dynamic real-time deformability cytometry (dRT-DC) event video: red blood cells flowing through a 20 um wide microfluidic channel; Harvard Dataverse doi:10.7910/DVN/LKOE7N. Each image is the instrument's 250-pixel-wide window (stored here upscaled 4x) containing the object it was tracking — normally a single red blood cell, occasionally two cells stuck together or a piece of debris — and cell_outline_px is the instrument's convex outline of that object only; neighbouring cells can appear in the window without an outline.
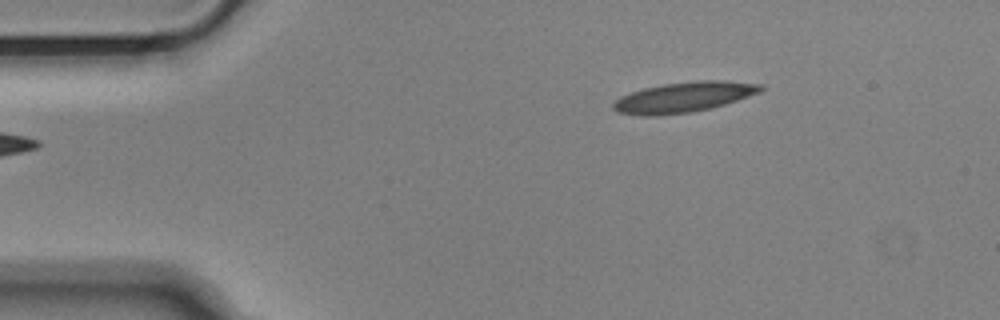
{"species": "Egyptian fruit bat (a non-hibernating species)", "species_latin": "Rousettus aegyptiacus", "temperature_condition": "cold", "stored_images_in_passage": 47, "camera_frame_rate_fps": 3000, "um_per_image_px": 0.085, "animal": {"sex": "male"}, "frame": {"image": 1, "passage_image": 1, "time_ms": 0.0, "image_size_px": [1000, 320], "cell_outline_px": [[764, 88], [760, 92], [712, 108], [692, 112], [656, 116], [640, 116], [616, 112], [612, 108], [612, 104], [620, 96], [644, 88], [664, 84], [696, 80], [728, 80], [764, 84]], "centroid_in_image_um": [58.12, 8.26], "position_along_channel_um": 26.9, "area_um2": 26.24}}
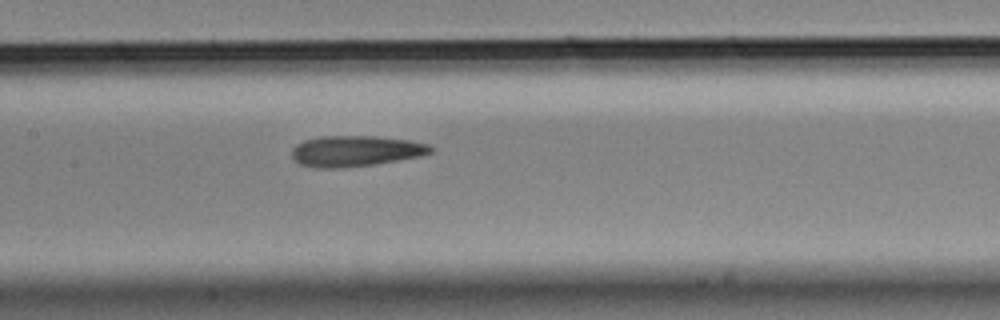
{"frame": {"image": 2, "passage_image": 18, "time_ms": 5.667, "image_size_px": [1000, 320], "cell_outline_px": [[436, 148], [432, 152], [420, 156], [372, 164], [344, 168], [316, 168], [300, 164], [292, 156], [292, 148], [296, 144], [304, 140], [320, 136], [376, 136], [408, 140], [428, 144]], "centroid_in_image_um": [30.21, 12.83], "position_along_channel_um": 177.2, "area_um2": 24.91}}
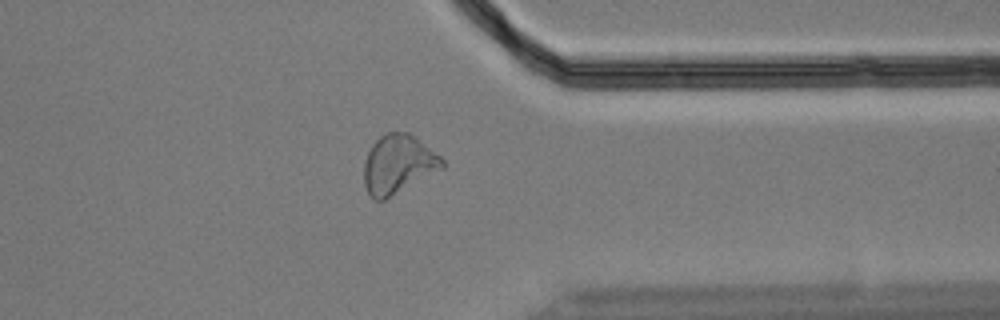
{"frame": {"image": 3, "passage_image": 35, "time_ms": 11.333, "image_size_px": [1000, 320], "cell_outline_px": [[444, 168], [384, 200], [372, 200], [364, 184], [364, 164], [368, 152], [372, 144], [380, 136], [388, 132], [408, 132], [416, 136], [440, 156], [444, 160]], "centroid_in_image_um": [33.85, 13.96], "position_along_channel_um": 377.6, "area_um2": 26.82}, "authors_computed_cell_mechanics": {"area_um2": 25.2008, "velocity_mm_per_s": 3.6498, "shape_relaxation_time_tau1_ms": null, "shape_relaxation_time_tau2_ms": 2.257, "deformation_change_tau1": null, "deformation_change_tau2": 0.097}}